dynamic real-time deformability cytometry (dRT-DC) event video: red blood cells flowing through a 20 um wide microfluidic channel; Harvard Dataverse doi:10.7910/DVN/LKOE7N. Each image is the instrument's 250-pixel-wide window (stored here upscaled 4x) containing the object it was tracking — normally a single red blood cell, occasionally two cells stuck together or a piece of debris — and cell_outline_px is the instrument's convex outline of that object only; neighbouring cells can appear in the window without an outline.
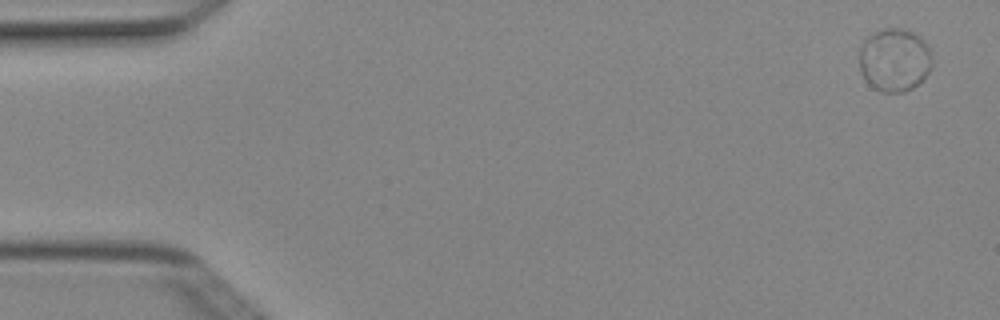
{"species": "Egyptian fruit bat (a non-hibernating species)", "species_latin": "Rousettus aegyptiacus", "temperature_condition": "cold", "stored_images_in_passage": 2, "segment_of_instrument_passage": [2, 2], "camera_frame_rate_fps": 3000, "um_per_image_px": 0.085, "animal": {"sex": "female"}, "frame": {"image": 1, "passage_image": 2, "time_ms": 0.333, "image_size_px": [1000, 320], "cell_outline_px": [[932, 64], [928, 72], [912, 88], [904, 92], [884, 92], [872, 88], [868, 84], [860, 72], [860, 48], [864, 40], [868, 36], [884, 28], [904, 28], [912, 32], [924, 40], [928, 48]], "centroid_in_image_um": [76.0, 5.09], "position_along_channel_um": 9.0, "area_um2": 26.65}}